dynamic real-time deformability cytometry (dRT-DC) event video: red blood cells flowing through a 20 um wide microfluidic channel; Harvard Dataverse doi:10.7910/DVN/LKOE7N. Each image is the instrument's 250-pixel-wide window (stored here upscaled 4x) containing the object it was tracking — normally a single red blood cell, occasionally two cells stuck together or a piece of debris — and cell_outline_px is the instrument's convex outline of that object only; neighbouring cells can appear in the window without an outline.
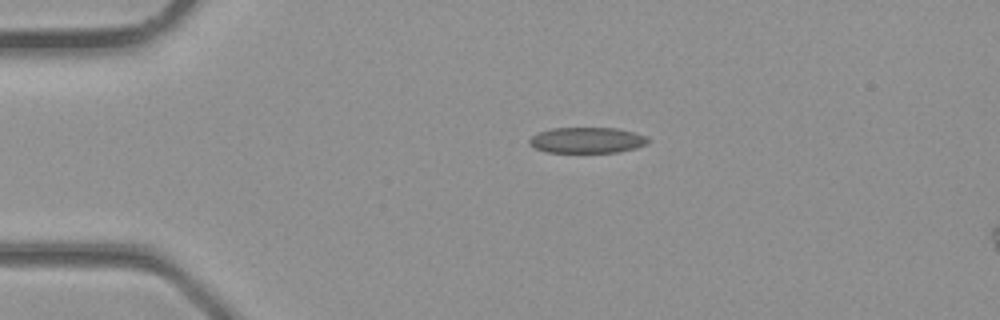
{"species": "common noctule bat (a hibernating species)", "species_latin": "Nyctalus noctula", "temperature_condition": "room temperature", "stored_images_in_passage": 4, "camera_frame_rate_fps": 3000, "um_per_image_px": 0.085, "animal": {"sex": "male", "body_mass_g": 23.1, "forearm_length_mm": 52.7}, "frame": {"image": 1, "passage_image": 4, "time_ms": 1.0, "image_size_px": [1000, 320], "cell_outline_px": [[648, 144], [636, 148], [616, 152], [548, 152], [536, 148], [528, 144], [528, 140], [532, 136], [540, 132], [552, 128], [616, 128], [648, 136]], "centroid_in_image_um": [49.91, 11.91], "position_along_channel_um": 35.1, "area_um2": 17.74}}